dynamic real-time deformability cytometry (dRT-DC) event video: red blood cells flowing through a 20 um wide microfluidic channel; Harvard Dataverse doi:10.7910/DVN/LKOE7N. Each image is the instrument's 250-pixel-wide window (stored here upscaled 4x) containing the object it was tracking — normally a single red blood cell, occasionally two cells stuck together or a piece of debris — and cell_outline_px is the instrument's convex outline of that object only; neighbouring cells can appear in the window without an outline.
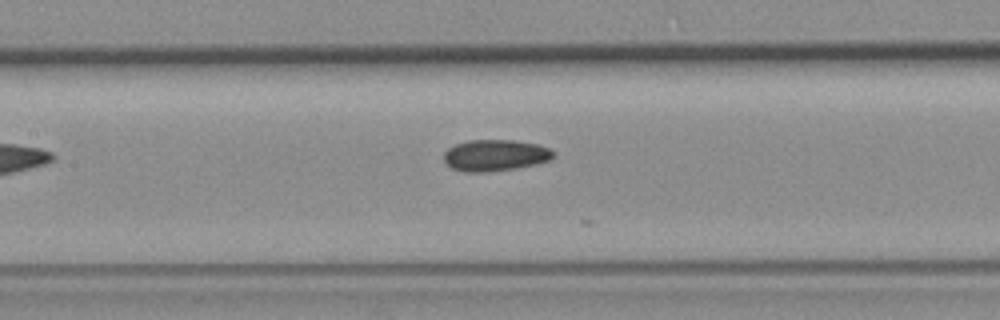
{"species": "common noctule bat (a hibernating species)", "species_latin": "Nyctalus noctula", "temperature_condition": "room temperature", "stored_images_in_passage": 8, "camera_frame_rate_fps": 3000, "um_per_image_px": 0.085, "animal": {"sex": "female", "body_mass_g": 19.3, "forearm_length_mm": 54.1}, "frame": {"image": 1, "passage_image": 7, "time_ms": 7.0, "image_size_px": [1000, 320], "cell_outline_px": [[556, 156], [548, 160], [536, 164], [516, 168], [480, 172], [464, 172], [452, 168], [444, 160], [444, 152], [448, 148], [456, 144], [468, 140], [516, 140], [540, 144], [552, 148], [556, 152]], "centroid_in_image_um": [42.15, 13.18], "position_along_channel_um": 165.3, "area_um2": 20.23}}